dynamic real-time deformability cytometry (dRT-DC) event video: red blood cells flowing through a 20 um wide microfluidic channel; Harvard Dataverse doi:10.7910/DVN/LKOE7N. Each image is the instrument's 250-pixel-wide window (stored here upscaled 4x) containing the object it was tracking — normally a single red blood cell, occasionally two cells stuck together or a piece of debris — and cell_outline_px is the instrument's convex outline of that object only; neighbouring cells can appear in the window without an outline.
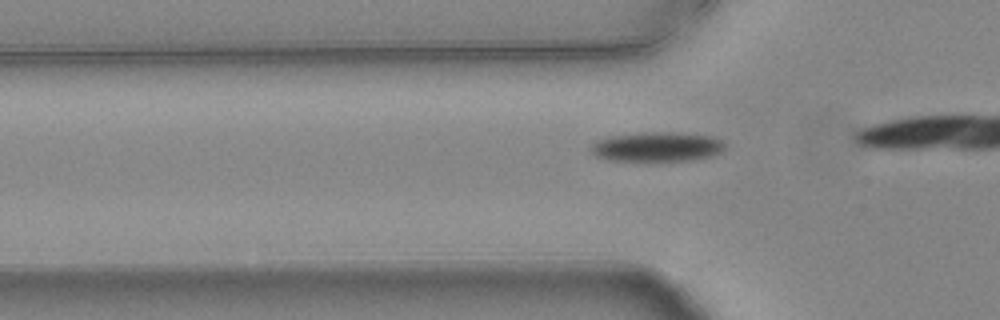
{"species": "common noctule bat (a hibernating species)", "species_latin": "Nyctalus noctula", "temperature_condition": "warm", "stored_images_in_passage": 31, "camera_frame_rate_fps": 3000, "um_per_image_px": 0.085, "animal": {"sex": "female", "body_mass_g": 24.6, "forearm_length_mm": 56.2}, "frame": {"image": 1, "passage_image": 7, "time_ms": 2.0, "image_size_px": [1000, 320], "cell_outline_px": [[724, 148], [720, 152], [712, 156], [696, 160], [608, 160], [596, 156], [588, 148], [596, 140], [608, 136], [644, 132], [676, 132], [712, 136], [720, 140], [724, 144]], "centroid_in_image_um": [55.82, 12.46], "position_along_channel_um": 70.0, "area_um2": 23.12}}
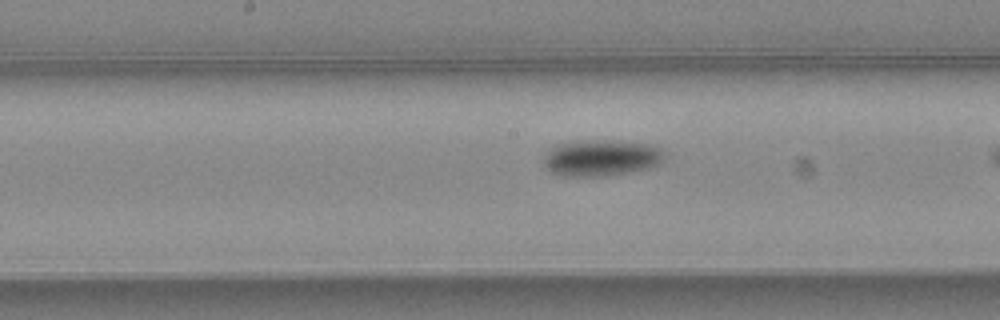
{"frame": {"image": 2, "passage_image": 17, "time_ms": 5.333, "image_size_px": [1000, 320], "cell_outline_px": [[668, 152], [660, 164], [648, 168], [608, 176], [560, 176], [548, 172], [544, 168], [544, 156], [552, 148], [560, 144], [596, 140], [616, 140], [648, 144], [660, 148]], "centroid_in_image_um": [51.13, 13.43], "position_along_channel_um": 197.1, "area_um2": 25.72}}
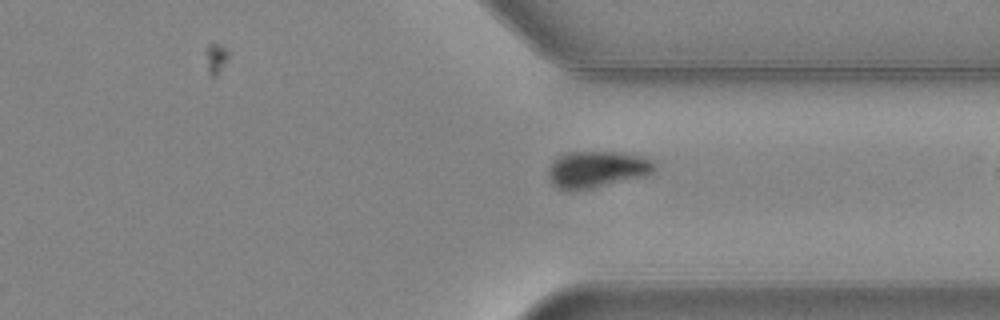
{"frame": {"image": 3, "passage_image": 30, "time_ms": 9.667, "image_size_px": [1000, 320], "cell_outline_px": [[652, 172], [648, 176], [576, 192], [568, 192], [556, 188], [548, 180], [548, 168], [560, 156], [568, 152], [620, 152], [640, 156], [652, 160]], "centroid_in_image_um": [50.68, 14.44], "position_along_channel_um": 360.7, "area_um2": 22.95}}